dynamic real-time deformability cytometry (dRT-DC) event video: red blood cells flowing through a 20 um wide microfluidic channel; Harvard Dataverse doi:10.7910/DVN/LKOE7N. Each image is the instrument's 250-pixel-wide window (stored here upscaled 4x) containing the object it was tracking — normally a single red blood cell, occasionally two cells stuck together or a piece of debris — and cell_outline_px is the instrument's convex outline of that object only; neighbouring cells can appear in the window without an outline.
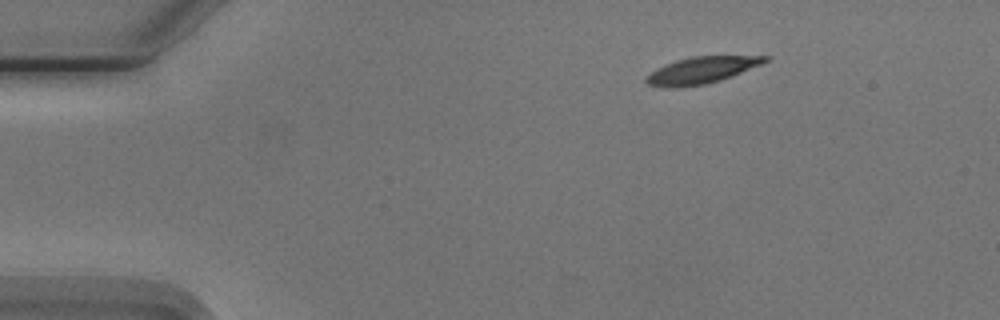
{"species": "Egyptian fruit bat (a non-hibernating species)", "species_latin": "Rousettus aegyptiacus", "temperature_condition": "cold", "stored_images_in_passage": 2, "camera_frame_rate_fps": 3000, "um_per_image_px": 0.085, "animal": {"sex": "male"}, "frame": {"image": 1, "passage_image": 2, "time_ms": 1.333, "image_size_px": [1000, 320], "cell_outline_px": [[772, 56], [768, 60], [760, 64], [732, 76], [720, 80], [704, 84], [676, 88], [672, 88], [648, 84], [644, 80], [656, 68], [676, 60], [692, 56]], "centroid_in_image_um": [59.62, 5.96], "position_along_channel_um": 25.4, "area_um2": 18.15}}